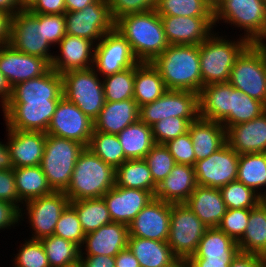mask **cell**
Returning <instances> with one entry per match:
<instances>
[{"instance_id": "1", "label": "cell", "mask_w": 266, "mask_h": 267, "mask_svg": "<svg viewBox=\"0 0 266 267\" xmlns=\"http://www.w3.org/2000/svg\"><path fill=\"white\" fill-rule=\"evenodd\" d=\"M114 29L128 41L139 62L151 63L170 45L155 9L124 15L115 21Z\"/></svg>"}, {"instance_id": "2", "label": "cell", "mask_w": 266, "mask_h": 267, "mask_svg": "<svg viewBox=\"0 0 266 267\" xmlns=\"http://www.w3.org/2000/svg\"><path fill=\"white\" fill-rule=\"evenodd\" d=\"M151 63L167 90L199 93L202 89L199 45H169Z\"/></svg>"}, {"instance_id": "3", "label": "cell", "mask_w": 266, "mask_h": 267, "mask_svg": "<svg viewBox=\"0 0 266 267\" xmlns=\"http://www.w3.org/2000/svg\"><path fill=\"white\" fill-rule=\"evenodd\" d=\"M228 36L215 30L199 45L202 88L212 83L228 82L236 59L251 44L237 34L235 38Z\"/></svg>"}, {"instance_id": "4", "label": "cell", "mask_w": 266, "mask_h": 267, "mask_svg": "<svg viewBox=\"0 0 266 267\" xmlns=\"http://www.w3.org/2000/svg\"><path fill=\"white\" fill-rule=\"evenodd\" d=\"M114 186L115 169L85 147L64 193L70 201L102 198Z\"/></svg>"}, {"instance_id": "5", "label": "cell", "mask_w": 266, "mask_h": 267, "mask_svg": "<svg viewBox=\"0 0 266 267\" xmlns=\"http://www.w3.org/2000/svg\"><path fill=\"white\" fill-rule=\"evenodd\" d=\"M221 23L240 29L239 36L256 44L266 27V0H219L214 6L215 30Z\"/></svg>"}, {"instance_id": "6", "label": "cell", "mask_w": 266, "mask_h": 267, "mask_svg": "<svg viewBox=\"0 0 266 267\" xmlns=\"http://www.w3.org/2000/svg\"><path fill=\"white\" fill-rule=\"evenodd\" d=\"M85 146L75 140L46 134L41 168L53 191L64 192L70 184L79 154Z\"/></svg>"}, {"instance_id": "7", "label": "cell", "mask_w": 266, "mask_h": 267, "mask_svg": "<svg viewBox=\"0 0 266 267\" xmlns=\"http://www.w3.org/2000/svg\"><path fill=\"white\" fill-rule=\"evenodd\" d=\"M61 77L63 97L94 121L106 102L102 78L93 67L69 71Z\"/></svg>"}, {"instance_id": "8", "label": "cell", "mask_w": 266, "mask_h": 267, "mask_svg": "<svg viewBox=\"0 0 266 267\" xmlns=\"http://www.w3.org/2000/svg\"><path fill=\"white\" fill-rule=\"evenodd\" d=\"M228 82L266 106V49L250 44L236 59Z\"/></svg>"}, {"instance_id": "9", "label": "cell", "mask_w": 266, "mask_h": 267, "mask_svg": "<svg viewBox=\"0 0 266 267\" xmlns=\"http://www.w3.org/2000/svg\"><path fill=\"white\" fill-rule=\"evenodd\" d=\"M69 204V198L62 191L31 199L20 209V225L27 219L25 223L32 230L29 235L31 240L52 236L57 221Z\"/></svg>"}, {"instance_id": "10", "label": "cell", "mask_w": 266, "mask_h": 267, "mask_svg": "<svg viewBox=\"0 0 266 267\" xmlns=\"http://www.w3.org/2000/svg\"><path fill=\"white\" fill-rule=\"evenodd\" d=\"M168 245L173 254L184 260L197 251L208 228L185 203H171Z\"/></svg>"}, {"instance_id": "11", "label": "cell", "mask_w": 266, "mask_h": 267, "mask_svg": "<svg viewBox=\"0 0 266 267\" xmlns=\"http://www.w3.org/2000/svg\"><path fill=\"white\" fill-rule=\"evenodd\" d=\"M9 44L18 51L44 58L50 64L54 55V46L45 38L41 14L29 10L18 11L11 17Z\"/></svg>"}, {"instance_id": "12", "label": "cell", "mask_w": 266, "mask_h": 267, "mask_svg": "<svg viewBox=\"0 0 266 267\" xmlns=\"http://www.w3.org/2000/svg\"><path fill=\"white\" fill-rule=\"evenodd\" d=\"M168 117L196 120L199 117L198 93L167 90L154 102L139 107V120L148 126Z\"/></svg>"}, {"instance_id": "13", "label": "cell", "mask_w": 266, "mask_h": 267, "mask_svg": "<svg viewBox=\"0 0 266 267\" xmlns=\"http://www.w3.org/2000/svg\"><path fill=\"white\" fill-rule=\"evenodd\" d=\"M66 34L92 41L95 45L114 29L108 0H97L81 11L66 12Z\"/></svg>"}, {"instance_id": "14", "label": "cell", "mask_w": 266, "mask_h": 267, "mask_svg": "<svg viewBox=\"0 0 266 267\" xmlns=\"http://www.w3.org/2000/svg\"><path fill=\"white\" fill-rule=\"evenodd\" d=\"M138 63L128 41L115 29L106 33L95 45L93 68L101 78Z\"/></svg>"}, {"instance_id": "15", "label": "cell", "mask_w": 266, "mask_h": 267, "mask_svg": "<svg viewBox=\"0 0 266 267\" xmlns=\"http://www.w3.org/2000/svg\"><path fill=\"white\" fill-rule=\"evenodd\" d=\"M58 102H7L1 108L6 128L46 133Z\"/></svg>"}, {"instance_id": "16", "label": "cell", "mask_w": 266, "mask_h": 267, "mask_svg": "<svg viewBox=\"0 0 266 267\" xmlns=\"http://www.w3.org/2000/svg\"><path fill=\"white\" fill-rule=\"evenodd\" d=\"M238 163L239 154L226 142L209 157L195 162L197 184L220 189L237 179Z\"/></svg>"}, {"instance_id": "17", "label": "cell", "mask_w": 266, "mask_h": 267, "mask_svg": "<svg viewBox=\"0 0 266 267\" xmlns=\"http://www.w3.org/2000/svg\"><path fill=\"white\" fill-rule=\"evenodd\" d=\"M94 130V121L74 103L62 97L55 109L46 134L72 139L88 146Z\"/></svg>"}, {"instance_id": "18", "label": "cell", "mask_w": 266, "mask_h": 267, "mask_svg": "<svg viewBox=\"0 0 266 267\" xmlns=\"http://www.w3.org/2000/svg\"><path fill=\"white\" fill-rule=\"evenodd\" d=\"M171 203L153 198L128 225L129 237L167 242Z\"/></svg>"}, {"instance_id": "19", "label": "cell", "mask_w": 266, "mask_h": 267, "mask_svg": "<svg viewBox=\"0 0 266 267\" xmlns=\"http://www.w3.org/2000/svg\"><path fill=\"white\" fill-rule=\"evenodd\" d=\"M50 68V63L44 58L22 53L9 43L0 46V72L12 88L45 74Z\"/></svg>"}, {"instance_id": "20", "label": "cell", "mask_w": 266, "mask_h": 267, "mask_svg": "<svg viewBox=\"0 0 266 267\" xmlns=\"http://www.w3.org/2000/svg\"><path fill=\"white\" fill-rule=\"evenodd\" d=\"M170 45H200L214 31V17L160 16Z\"/></svg>"}, {"instance_id": "21", "label": "cell", "mask_w": 266, "mask_h": 267, "mask_svg": "<svg viewBox=\"0 0 266 267\" xmlns=\"http://www.w3.org/2000/svg\"><path fill=\"white\" fill-rule=\"evenodd\" d=\"M51 68L58 74L73 70H84L93 67L95 44L85 38L65 35L55 46Z\"/></svg>"}, {"instance_id": "22", "label": "cell", "mask_w": 266, "mask_h": 267, "mask_svg": "<svg viewBox=\"0 0 266 267\" xmlns=\"http://www.w3.org/2000/svg\"><path fill=\"white\" fill-rule=\"evenodd\" d=\"M102 198L104 199L112 222L126 224L154 198L150 191L114 186Z\"/></svg>"}, {"instance_id": "23", "label": "cell", "mask_w": 266, "mask_h": 267, "mask_svg": "<svg viewBox=\"0 0 266 267\" xmlns=\"http://www.w3.org/2000/svg\"><path fill=\"white\" fill-rule=\"evenodd\" d=\"M5 137L14 168L41 164L46 141L45 132L6 128Z\"/></svg>"}, {"instance_id": "24", "label": "cell", "mask_w": 266, "mask_h": 267, "mask_svg": "<svg viewBox=\"0 0 266 267\" xmlns=\"http://www.w3.org/2000/svg\"><path fill=\"white\" fill-rule=\"evenodd\" d=\"M129 237L128 226L111 222L99 229L85 234L84 243L80 247V255H107L115 257L127 248Z\"/></svg>"}, {"instance_id": "25", "label": "cell", "mask_w": 266, "mask_h": 267, "mask_svg": "<svg viewBox=\"0 0 266 267\" xmlns=\"http://www.w3.org/2000/svg\"><path fill=\"white\" fill-rule=\"evenodd\" d=\"M62 97L61 74L50 68L45 74L14 86L8 102H47Z\"/></svg>"}, {"instance_id": "26", "label": "cell", "mask_w": 266, "mask_h": 267, "mask_svg": "<svg viewBox=\"0 0 266 267\" xmlns=\"http://www.w3.org/2000/svg\"><path fill=\"white\" fill-rule=\"evenodd\" d=\"M228 145L239 155L266 152V111L226 131Z\"/></svg>"}, {"instance_id": "27", "label": "cell", "mask_w": 266, "mask_h": 267, "mask_svg": "<svg viewBox=\"0 0 266 267\" xmlns=\"http://www.w3.org/2000/svg\"><path fill=\"white\" fill-rule=\"evenodd\" d=\"M198 186L194 166L176 164L170 174L157 185L154 198L168 203H185Z\"/></svg>"}, {"instance_id": "28", "label": "cell", "mask_w": 266, "mask_h": 267, "mask_svg": "<svg viewBox=\"0 0 266 267\" xmlns=\"http://www.w3.org/2000/svg\"><path fill=\"white\" fill-rule=\"evenodd\" d=\"M139 120V107L134 99L106 101L94 120V130L117 135Z\"/></svg>"}, {"instance_id": "29", "label": "cell", "mask_w": 266, "mask_h": 267, "mask_svg": "<svg viewBox=\"0 0 266 267\" xmlns=\"http://www.w3.org/2000/svg\"><path fill=\"white\" fill-rule=\"evenodd\" d=\"M186 205L208 227H217L227 208L219 188L197 186Z\"/></svg>"}, {"instance_id": "30", "label": "cell", "mask_w": 266, "mask_h": 267, "mask_svg": "<svg viewBox=\"0 0 266 267\" xmlns=\"http://www.w3.org/2000/svg\"><path fill=\"white\" fill-rule=\"evenodd\" d=\"M188 132L196 161L209 157L227 142L226 129L220 122L198 117L190 124Z\"/></svg>"}, {"instance_id": "31", "label": "cell", "mask_w": 266, "mask_h": 267, "mask_svg": "<svg viewBox=\"0 0 266 267\" xmlns=\"http://www.w3.org/2000/svg\"><path fill=\"white\" fill-rule=\"evenodd\" d=\"M232 85L229 82L203 86L198 93L199 117L221 122L231 111Z\"/></svg>"}, {"instance_id": "32", "label": "cell", "mask_w": 266, "mask_h": 267, "mask_svg": "<svg viewBox=\"0 0 266 267\" xmlns=\"http://www.w3.org/2000/svg\"><path fill=\"white\" fill-rule=\"evenodd\" d=\"M127 247L139 261L140 267H172L179 261L167 242L128 237Z\"/></svg>"}, {"instance_id": "33", "label": "cell", "mask_w": 266, "mask_h": 267, "mask_svg": "<svg viewBox=\"0 0 266 267\" xmlns=\"http://www.w3.org/2000/svg\"><path fill=\"white\" fill-rule=\"evenodd\" d=\"M166 91L164 81L152 63L139 62L135 66L133 99L138 107L154 102Z\"/></svg>"}, {"instance_id": "34", "label": "cell", "mask_w": 266, "mask_h": 267, "mask_svg": "<svg viewBox=\"0 0 266 267\" xmlns=\"http://www.w3.org/2000/svg\"><path fill=\"white\" fill-rule=\"evenodd\" d=\"M237 244L241 252L266 258V204L263 201L251 209L248 225Z\"/></svg>"}, {"instance_id": "35", "label": "cell", "mask_w": 266, "mask_h": 267, "mask_svg": "<svg viewBox=\"0 0 266 267\" xmlns=\"http://www.w3.org/2000/svg\"><path fill=\"white\" fill-rule=\"evenodd\" d=\"M128 160L143 159L156 144L152 127L138 120L117 134Z\"/></svg>"}, {"instance_id": "36", "label": "cell", "mask_w": 266, "mask_h": 267, "mask_svg": "<svg viewBox=\"0 0 266 267\" xmlns=\"http://www.w3.org/2000/svg\"><path fill=\"white\" fill-rule=\"evenodd\" d=\"M13 171L16 191L23 203L53 192L40 165L13 168Z\"/></svg>"}, {"instance_id": "37", "label": "cell", "mask_w": 266, "mask_h": 267, "mask_svg": "<svg viewBox=\"0 0 266 267\" xmlns=\"http://www.w3.org/2000/svg\"><path fill=\"white\" fill-rule=\"evenodd\" d=\"M115 185L150 191L155 195L157 185L144 159L124 161L115 169Z\"/></svg>"}, {"instance_id": "38", "label": "cell", "mask_w": 266, "mask_h": 267, "mask_svg": "<svg viewBox=\"0 0 266 267\" xmlns=\"http://www.w3.org/2000/svg\"><path fill=\"white\" fill-rule=\"evenodd\" d=\"M236 180L263 197L266 194V152L239 155Z\"/></svg>"}, {"instance_id": "39", "label": "cell", "mask_w": 266, "mask_h": 267, "mask_svg": "<svg viewBox=\"0 0 266 267\" xmlns=\"http://www.w3.org/2000/svg\"><path fill=\"white\" fill-rule=\"evenodd\" d=\"M240 251L238 244L217 227L207 228L191 258L235 257Z\"/></svg>"}, {"instance_id": "40", "label": "cell", "mask_w": 266, "mask_h": 267, "mask_svg": "<svg viewBox=\"0 0 266 267\" xmlns=\"http://www.w3.org/2000/svg\"><path fill=\"white\" fill-rule=\"evenodd\" d=\"M70 205L76 210L85 234L112 222L103 198L70 201Z\"/></svg>"}, {"instance_id": "41", "label": "cell", "mask_w": 266, "mask_h": 267, "mask_svg": "<svg viewBox=\"0 0 266 267\" xmlns=\"http://www.w3.org/2000/svg\"><path fill=\"white\" fill-rule=\"evenodd\" d=\"M266 111V106L232 86L230 113L220 122L226 131L234 125L248 122Z\"/></svg>"}, {"instance_id": "42", "label": "cell", "mask_w": 266, "mask_h": 267, "mask_svg": "<svg viewBox=\"0 0 266 267\" xmlns=\"http://www.w3.org/2000/svg\"><path fill=\"white\" fill-rule=\"evenodd\" d=\"M50 267H70L79 264L80 247L56 235L40 239Z\"/></svg>"}, {"instance_id": "43", "label": "cell", "mask_w": 266, "mask_h": 267, "mask_svg": "<svg viewBox=\"0 0 266 267\" xmlns=\"http://www.w3.org/2000/svg\"><path fill=\"white\" fill-rule=\"evenodd\" d=\"M87 148L114 169L128 159L117 135L93 130Z\"/></svg>"}, {"instance_id": "44", "label": "cell", "mask_w": 266, "mask_h": 267, "mask_svg": "<svg viewBox=\"0 0 266 267\" xmlns=\"http://www.w3.org/2000/svg\"><path fill=\"white\" fill-rule=\"evenodd\" d=\"M159 16L214 17V6L208 0H158Z\"/></svg>"}, {"instance_id": "45", "label": "cell", "mask_w": 266, "mask_h": 267, "mask_svg": "<svg viewBox=\"0 0 266 267\" xmlns=\"http://www.w3.org/2000/svg\"><path fill=\"white\" fill-rule=\"evenodd\" d=\"M135 66L102 78L105 101L133 99Z\"/></svg>"}, {"instance_id": "46", "label": "cell", "mask_w": 266, "mask_h": 267, "mask_svg": "<svg viewBox=\"0 0 266 267\" xmlns=\"http://www.w3.org/2000/svg\"><path fill=\"white\" fill-rule=\"evenodd\" d=\"M227 209H252L262 197L242 182L235 180L220 188Z\"/></svg>"}, {"instance_id": "47", "label": "cell", "mask_w": 266, "mask_h": 267, "mask_svg": "<svg viewBox=\"0 0 266 267\" xmlns=\"http://www.w3.org/2000/svg\"><path fill=\"white\" fill-rule=\"evenodd\" d=\"M19 250L11 259L13 267H50L45 249L40 240L23 239Z\"/></svg>"}, {"instance_id": "48", "label": "cell", "mask_w": 266, "mask_h": 267, "mask_svg": "<svg viewBox=\"0 0 266 267\" xmlns=\"http://www.w3.org/2000/svg\"><path fill=\"white\" fill-rule=\"evenodd\" d=\"M156 185L163 181L177 164L165 145L155 144L143 158Z\"/></svg>"}, {"instance_id": "49", "label": "cell", "mask_w": 266, "mask_h": 267, "mask_svg": "<svg viewBox=\"0 0 266 267\" xmlns=\"http://www.w3.org/2000/svg\"><path fill=\"white\" fill-rule=\"evenodd\" d=\"M53 235L74 242L79 247L83 245L85 233L82 230L76 210L70 204L57 221Z\"/></svg>"}, {"instance_id": "50", "label": "cell", "mask_w": 266, "mask_h": 267, "mask_svg": "<svg viewBox=\"0 0 266 267\" xmlns=\"http://www.w3.org/2000/svg\"><path fill=\"white\" fill-rule=\"evenodd\" d=\"M193 121L195 120H186L182 117H168L156 122L151 126L155 143L164 145L168 141L187 133Z\"/></svg>"}, {"instance_id": "51", "label": "cell", "mask_w": 266, "mask_h": 267, "mask_svg": "<svg viewBox=\"0 0 266 267\" xmlns=\"http://www.w3.org/2000/svg\"><path fill=\"white\" fill-rule=\"evenodd\" d=\"M250 211L243 208L227 209L217 228L237 243L246 230Z\"/></svg>"}, {"instance_id": "52", "label": "cell", "mask_w": 266, "mask_h": 267, "mask_svg": "<svg viewBox=\"0 0 266 267\" xmlns=\"http://www.w3.org/2000/svg\"><path fill=\"white\" fill-rule=\"evenodd\" d=\"M108 3L111 17L115 22L124 15L155 9L158 0H108Z\"/></svg>"}, {"instance_id": "53", "label": "cell", "mask_w": 266, "mask_h": 267, "mask_svg": "<svg viewBox=\"0 0 266 267\" xmlns=\"http://www.w3.org/2000/svg\"><path fill=\"white\" fill-rule=\"evenodd\" d=\"M164 145L169 150L177 164L194 166L196 156L189 132L168 141Z\"/></svg>"}, {"instance_id": "54", "label": "cell", "mask_w": 266, "mask_h": 267, "mask_svg": "<svg viewBox=\"0 0 266 267\" xmlns=\"http://www.w3.org/2000/svg\"><path fill=\"white\" fill-rule=\"evenodd\" d=\"M45 38L55 47L66 35L64 14H41Z\"/></svg>"}, {"instance_id": "55", "label": "cell", "mask_w": 266, "mask_h": 267, "mask_svg": "<svg viewBox=\"0 0 266 267\" xmlns=\"http://www.w3.org/2000/svg\"><path fill=\"white\" fill-rule=\"evenodd\" d=\"M0 200L14 204L19 210L24 204L16 191L13 169L0 170Z\"/></svg>"}, {"instance_id": "56", "label": "cell", "mask_w": 266, "mask_h": 267, "mask_svg": "<svg viewBox=\"0 0 266 267\" xmlns=\"http://www.w3.org/2000/svg\"><path fill=\"white\" fill-rule=\"evenodd\" d=\"M20 224V210L6 201L0 200V231L16 229Z\"/></svg>"}, {"instance_id": "57", "label": "cell", "mask_w": 266, "mask_h": 267, "mask_svg": "<svg viewBox=\"0 0 266 267\" xmlns=\"http://www.w3.org/2000/svg\"><path fill=\"white\" fill-rule=\"evenodd\" d=\"M34 14H65V0H36L28 9Z\"/></svg>"}, {"instance_id": "58", "label": "cell", "mask_w": 266, "mask_h": 267, "mask_svg": "<svg viewBox=\"0 0 266 267\" xmlns=\"http://www.w3.org/2000/svg\"><path fill=\"white\" fill-rule=\"evenodd\" d=\"M265 259L264 256L258 254L239 251L229 267H262Z\"/></svg>"}, {"instance_id": "59", "label": "cell", "mask_w": 266, "mask_h": 267, "mask_svg": "<svg viewBox=\"0 0 266 267\" xmlns=\"http://www.w3.org/2000/svg\"><path fill=\"white\" fill-rule=\"evenodd\" d=\"M234 257L225 258H187V267H229Z\"/></svg>"}, {"instance_id": "60", "label": "cell", "mask_w": 266, "mask_h": 267, "mask_svg": "<svg viewBox=\"0 0 266 267\" xmlns=\"http://www.w3.org/2000/svg\"><path fill=\"white\" fill-rule=\"evenodd\" d=\"M81 267H115V257L107 255H80Z\"/></svg>"}, {"instance_id": "61", "label": "cell", "mask_w": 266, "mask_h": 267, "mask_svg": "<svg viewBox=\"0 0 266 267\" xmlns=\"http://www.w3.org/2000/svg\"><path fill=\"white\" fill-rule=\"evenodd\" d=\"M115 267H140L139 261L127 247L115 256Z\"/></svg>"}, {"instance_id": "62", "label": "cell", "mask_w": 266, "mask_h": 267, "mask_svg": "<svg viewBox=\"0 0 266 267\" xmlns=\"http://www.w3.org/2000/svg\"><path fill=\"white\" fill-rule=\"evenodd\" d=\"M11 17L10 14L0 9V46L9 43Z\"/></svg>"}, {"instance_id": "63", "label": "cell", "mask_w": 266, "mask_h": 267, "mask_svg": "<svg viewBox=\"0 0 266 267\" xmlns=\"http://www.w3.org/2000/svg\"><path fill=\"white\" fill-rule=\"evenodd\" d=\"M12 87L6 77L0 72V107L2 108L11 98Z\"/></svg>"}, {"instance_id": "64", "label": "cell", "mask_w": 266, "mask_h": 267, "mask_svg": "<svg viewBox=\"0 0 266 267\" xmlns=\"http://www.w3.org/2000/svg\"><path fill=\"white\" fill-rule=\"evenodd\" d=\"M13 163L11 160V155L8 150V146L5 142L0 141V170H7V169H13Z\"/></svg>"}, {"instance_id": "65", "label": "cell", "mask_w": 266, "mask_h": 267, "mask_svg": "<svg viewBox=\"0 0 266 267\" xmlns=\"http://www.w3.org/2000/svg\"><path fill=\"white\" fill-rule=\"evenodd\" d=\"M97 0H65L66 12L83 10L86 6L95 3Z\"/></svg>"}, {"instance_id": "66", "label": "cell", "mask_w": 266, "mask_h": 267, "mask_svg": "<svg viewBox=\"0 0 266 267\" xmlns=\"http://www.w3.org/2000/svg\"><path fill=\"white\" fill-rule=\"evenodd\" d=\"M0 9L4 10L11 16H14L18 11L23 10L17 0H0Z\"/></svg>"}, {"instance_id": "67", "label": "cell", "mask_w": 266, "mask_h": 267, "mask_svg": "<svg viewBox=\"0 0 266 267\" xmlns=\"http://www.w3.org/2000/svg\"><path fill=\"white\" fill-rule=\"evenodd\" d=\"M23 10H28L36 0H17Z\"/></svg>"}, {"instance_id": "68", "label": "cell", "mask_w": 266, "mask_h": 267, "mask_svg": "<svg viewBox=\"0 0 266 267\" xmlns=\"http://www.w3.org/2000/svg\"><path fill=\"white\" fill-rule=\"evenodd\" d=\"M256 44L261 46L266 45V27L264 30L263 37Z\"/></svg>"}, {"instance_id": "69", "label": "cell", "mask_w": 266, "mask_h": 267, "mask_svg": "<svg viewBox=\"0 0 266 267\" xmlns=\"http://www.w3.org/2000/svg\"><path fill=\"white\" fill-rule=\"evenodd\" d=\"M172 267H187V264L184 260H179Z\"/></svg>"}, {"instance_id": "70", "label": "cell", "mask_w": 266, "mask_h": 267, "mask_svg": "<svg viewBox=\"0 0 266 267\" xmlns=\"http://www.w3.org/2000/svg\"><path fill=\"white\" fill-rule=\"evenodd\" d=\"M213 6H215L219 0H208Z\"/></svg>"}, {"instance_id": "71", "label": "cell", "mask_w": 266, "mask_h": 267, "mask_svg": "<svg viewBox=\"0 0 266 267\" xmlns=\"http://www.w3.org/2000/svg\"><path fill=\"white\" fill-rule=\"evenodd\" d=\"M262 201L266 204V194L262 197Z\"/></svg>"}, {"instance_id": "72", "label": "cell", "mask_w": 266, "mask_h": 267, "mask_svg": "<svg viewBox=\"0 0 266 267\" xmlns=\"http://www.w3.org/2000/svg\"><path fill=\"white\" fill-rule=\"evenodd\" d=\"M70 267H81L79 264H76V265H73V266H70Z\"/></svg>"}, {"instance_id": "73", "label": "cell", "mask_w": 266, "mask_h": 267, "mask_svg": "<svg viewBox=\"0 0 266 267\" xmlns=\"http://www.w3.org/2000/svg\"><path fill=\"white\" fill-rule=\"evenodd\" d=\"M262 267H266V259H265V261H264V264H263V266Z\"/></svg>"}]
</instances>
